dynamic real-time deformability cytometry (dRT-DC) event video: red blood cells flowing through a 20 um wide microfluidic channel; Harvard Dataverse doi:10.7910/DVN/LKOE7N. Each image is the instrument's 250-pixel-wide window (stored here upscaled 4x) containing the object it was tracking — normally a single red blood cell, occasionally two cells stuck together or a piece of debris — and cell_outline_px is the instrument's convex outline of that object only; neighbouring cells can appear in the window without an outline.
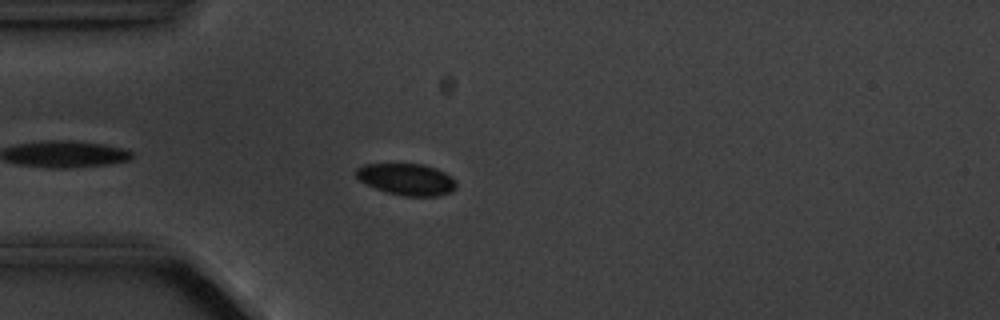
{"species": "common noctule bat (a hibernating species)", "species_latin": "Nyctalus noctula", "temperature_condition": "cold", "stored_images_in_passage": 3, "camera_frame_rate_fps": 3000, "um_per_image_px": 0.085, "animal": {"sex": "male", "body_mass_g": 20.1, "forearm_length_mm": 53.5}, "frame": {"image": 1, "passage_image": 3, "time_ms": 3.0, "image_size_px": [1000, 320], "cell_outline_px": [[456, 188], [452, 192], [436, 196], [404, 196], [388, 192], [376, 188], [360, 180], [356, 176], [356, 168], [364, 164], [424, 164], [436, 168], [452, 176], [456, 180]], "centroid_in_image_um": [34.61, 15.23], "position_along_channel_um": 50.4, "area_um2": 18.44}}